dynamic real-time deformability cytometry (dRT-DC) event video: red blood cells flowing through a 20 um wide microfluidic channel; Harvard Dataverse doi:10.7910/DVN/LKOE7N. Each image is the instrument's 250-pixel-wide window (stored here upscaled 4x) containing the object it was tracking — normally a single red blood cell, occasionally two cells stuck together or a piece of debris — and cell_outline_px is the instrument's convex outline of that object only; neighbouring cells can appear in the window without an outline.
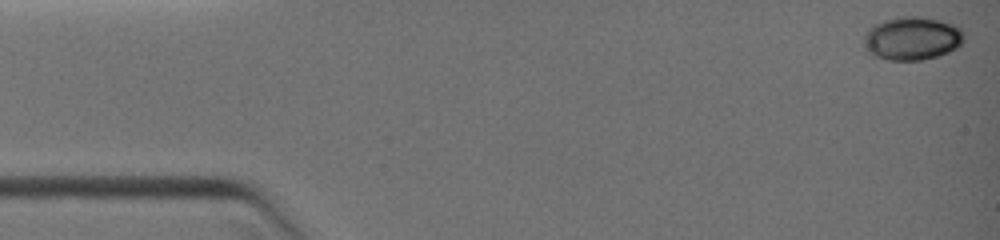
{"species": "common noctule bat (a hibernating species)", "species_latin": "Nyctalus noctula", "temperature_condition": "warm", "stored_images_in_passage": 9, "camera_frame_rate_fps": 3000, "um_per_image_px": 0.085, "animal": {"sex": "female", "body_mass_g": 19.0, "forearm_length_mm": 51.5}, "frame": {"image": 1, "passage_image": 1, "time_ms": 0.0, "image_size_px": [1000, 240], "cell_outline_px": [[964, 40], [956, 48], [940, 56], [920, 60], [888, 60], [872, 56], [868, 52], [864, 40], [864, 36], [868, 28], [872, 24], [896, 16], [920, 16], [940, 20], [952, 24], [960, 28], [964, 32]], "centroid_in_image_um": [77.51, 3.25], "position_along_channel_um": 7.5, "area_um2": 25.61}}